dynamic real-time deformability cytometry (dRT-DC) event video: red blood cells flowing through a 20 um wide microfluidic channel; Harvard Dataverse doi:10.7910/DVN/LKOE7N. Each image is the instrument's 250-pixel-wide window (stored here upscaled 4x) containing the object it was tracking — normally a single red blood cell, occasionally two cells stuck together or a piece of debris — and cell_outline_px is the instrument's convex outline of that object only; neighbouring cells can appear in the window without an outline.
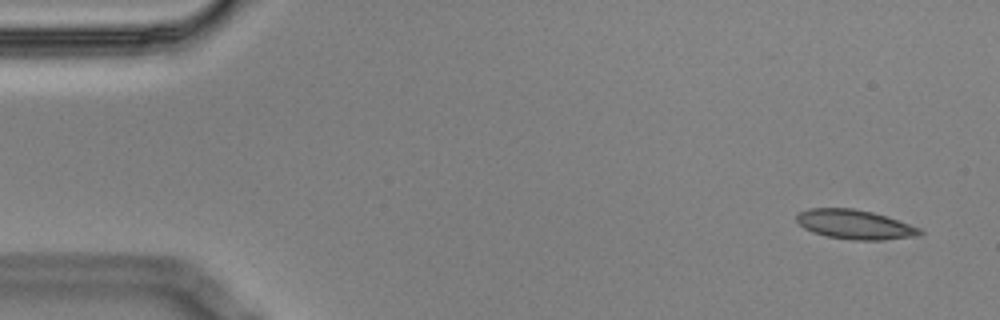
{"species": "Egyptian fruit bat (a non-hibernating species)", "species_latin": "Rousettus aegyptiacus", "temperature_condition": "cold", "stored_images_in_passage": 5, "camera_frame_rate_fps": 3000, "um_per_image_px": 0.085, "animal": {"sex": "male"}, "frame": {"image": 1, "passage_image": 1, "time_ms": 0.0, "image_size_px": [1000, 320], "cell_outline_px": [[924, 232], [912, 236], [880, 240], [852, 240], [828, 236], [812, 232], [804, 228], [796, 220], [796, 216], [800, 212], [808, 208], [852, 208], [872, 212], [920, 228]], "centroid_in_image_um": [72.6, 19.07], "position_along_channel_um": 12.4, "area_um2": 20.69}}
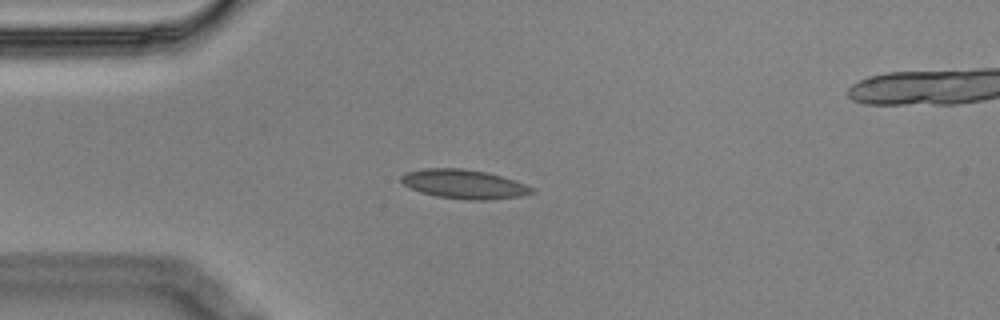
{"frame": {"image": 2, "passage_image": 4, "time_ms": 1.0, "image_size_px": [1000, 320], "cell_outline_px": [[536, 192], [520, 196], [488, 200], [472, 200], [436, 196], [420, 192], [404, 184], [400, 180], [400, 176], [404, 172], [424, 168], [460, 168], [488, 172], [524, 184], [532, 188]], "centroid_in_image_um": [39.4, 15.64], "position_along_channel_um": 45.6, "area_um2": 22.02}}